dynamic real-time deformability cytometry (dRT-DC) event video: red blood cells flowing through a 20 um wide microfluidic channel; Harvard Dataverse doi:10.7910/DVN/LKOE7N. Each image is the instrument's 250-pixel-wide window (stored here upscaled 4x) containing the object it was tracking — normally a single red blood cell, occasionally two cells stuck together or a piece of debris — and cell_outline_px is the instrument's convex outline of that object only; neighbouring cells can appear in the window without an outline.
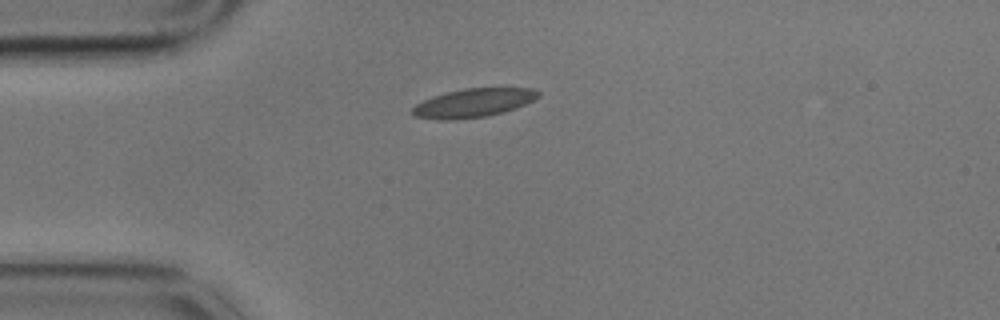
{"species": "common noctule bat (a hibernating species)", "species_latin": "Nyctalus noctula", "temperature_condition": "cold", "stored_images_in_passage": 43, "camera_frame_rate_fps": 3000, "um_per_image_px": 0.085, "animal": {"sex": "male", "body_mass_g": 17.9}, "frame": {"image": 1, "passage_image": 1, "time_ms": 0.0, "image_size_px": [1000, 320], "cell_outline_px": [[540, 96], [516, 108], [504, 112], [488, 116], [452, 120], [440, 120], [412, 116], [412, 108], [416, 104], [432, 96], [464, 88], [532, 88], [540, 92]], "centroid_in_image_um": [40.22, 8.75], "position_along_channel_um": 44.8, "area_um2": 21.04}}
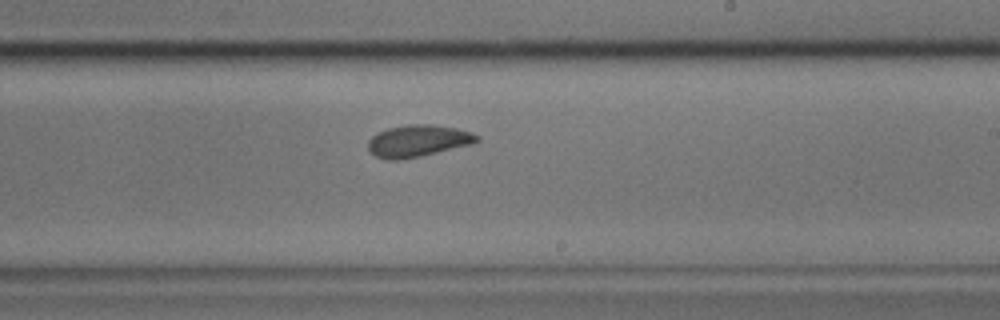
{"frame": {"image": 2, "passage_image": 21, "time_ms": 6.667, "image_size_px": [1000, 320], "cell_outline_px": [[480, 140], [472, 144], [420, 156], [400, 160], [388, 160], [376, 156], [368, 148], [368, 140], [376, 132], [388, 128], [408, 124], [428, 124], [456, 128], [472, 132], [480, 136]], "centroid_in_image_um": [35.53, 11.97], "position_along_channel_um": 253.5, "area_um2": 20.23}}
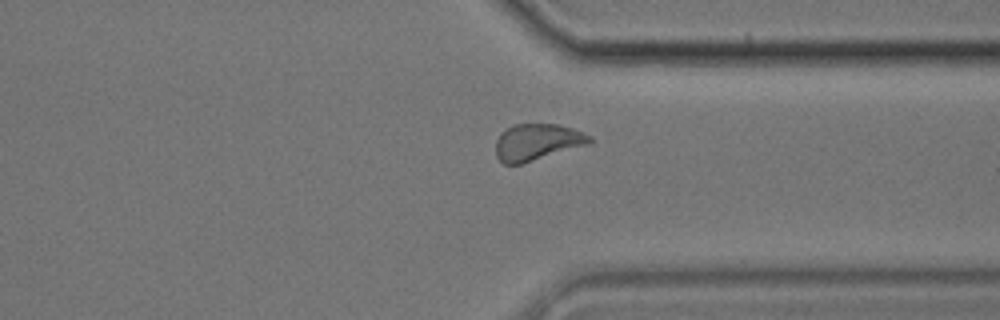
{"frame": {"image": 3, "passage_image": 31, "time_ms": 10.0, "image_size_px": [1000, 320], "cell_outline_px": [[592, 144], [520, 164], [504, 164], [496, 156], [496, 140], [500, 132], [504, 128], [512, 124], [556, 124], [572, 128], [584, 132], [592, 136]], "centroid_in_image_um": [45.67, 12.07], "position_along_channel_um": 365.7, "area_um2": 20.35}, "authors_computed_cell_mechanics": {"area_um2": 20.23, "velocity_mm_per_s": 3.3833, "shape_relaxation_time_tau1_ms": 3.2174, "shape_relaxation_time_tau2_ms": 2.8206, "deformation_change_tau1": 0.125, "deformation_change_tau2": 0.067}}